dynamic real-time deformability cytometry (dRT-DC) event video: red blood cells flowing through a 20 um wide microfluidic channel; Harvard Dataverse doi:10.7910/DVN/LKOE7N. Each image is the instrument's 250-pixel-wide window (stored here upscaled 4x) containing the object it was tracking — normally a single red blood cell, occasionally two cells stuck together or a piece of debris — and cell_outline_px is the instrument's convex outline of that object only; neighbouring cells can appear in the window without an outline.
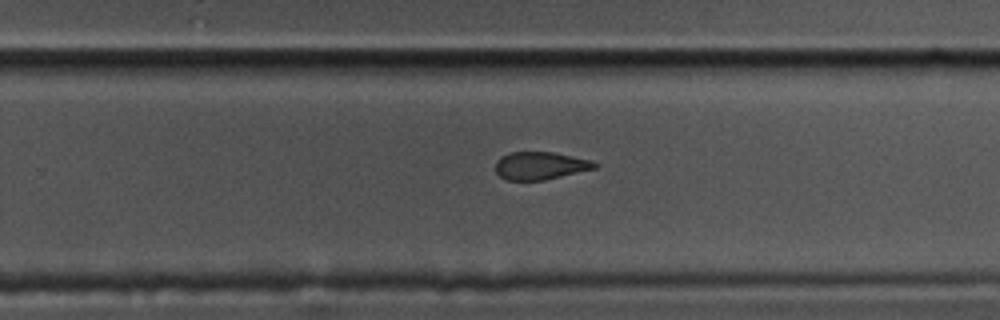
{"species": "common noctule bat (a hibernating species)", "species_latin": "Nyctalus noctula", "temperature_condition": "cold", "stored_images_in_passage": 43, "camera_frame_rate_fps": 3000, "um_per_image_px": 0.085, "animal": {"sex": "male", "body_mass_g": 17.5, "forearm_length_mm": 52.3}, "frame": {"image": 1, "passage_image": 28, "time_ms": 9.0, "image_size_px": [1000, 320], "cell_outline_px": [[596, 168], [544, 180], [504, 180], [496, 172], [496, 160], [500, 156], [508, 152], [552, 152], [592, 160], [596, 164]], "centroid_in_image_um": [45.87, 14.08], "position_along_channel_um": 283.9, "area_um2": 16.01}}
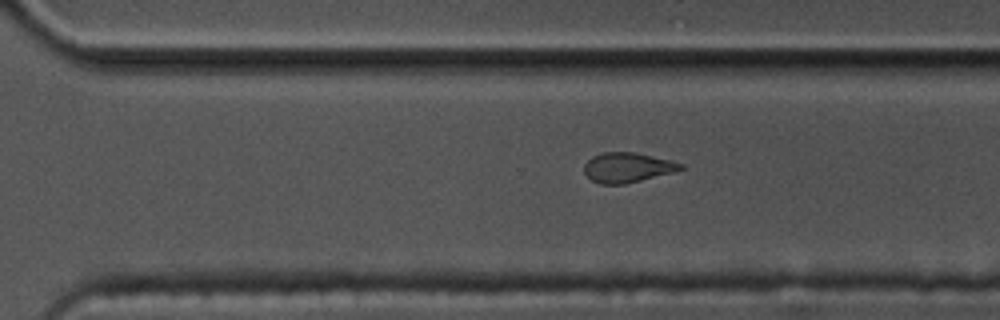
{"frame": {"image": 2, "passage_image": 31, "time_ms": 10.0, "image_size_px": [1000, 320], "cell_outline_px": [[684, 168], [676, 172], [624, 184], [600, 184], [592, 180], [584, 172], [584, 164], [592, 156], [604, 152], [636, 152], [672, 160], [684, 164]], "centroid_in_image_um": [53.37, 14.23], "position_along_channel_um": 317.2, "area_um2": 16.94}}
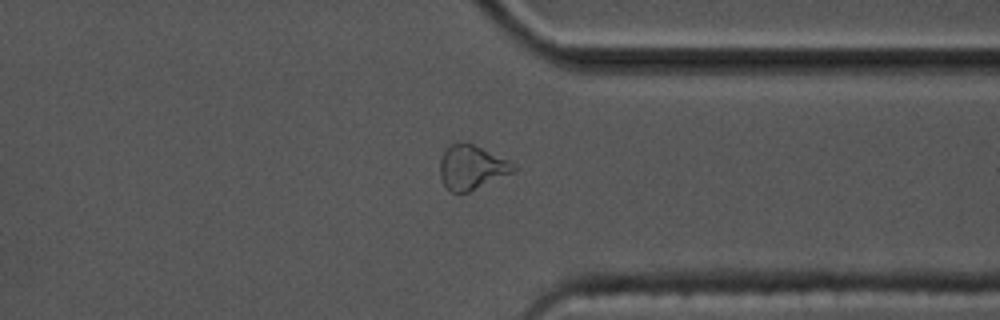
{"frame": {"image": 3, "passage_image": 36, "time_ms": 11.667, "image_size_px": [1000, 320], "cell_outline_px": [[516, 172], [468, 192], [452, 192], [444, 184], [440, 176], [440, 160], [444, 152], [452, 144], [472, 144], [508, 160], [516, 168]], "centroid_in_image_um": [40.11, 14.26], "position_along_channel_um": 371.3, "area_um2": 18.5}}